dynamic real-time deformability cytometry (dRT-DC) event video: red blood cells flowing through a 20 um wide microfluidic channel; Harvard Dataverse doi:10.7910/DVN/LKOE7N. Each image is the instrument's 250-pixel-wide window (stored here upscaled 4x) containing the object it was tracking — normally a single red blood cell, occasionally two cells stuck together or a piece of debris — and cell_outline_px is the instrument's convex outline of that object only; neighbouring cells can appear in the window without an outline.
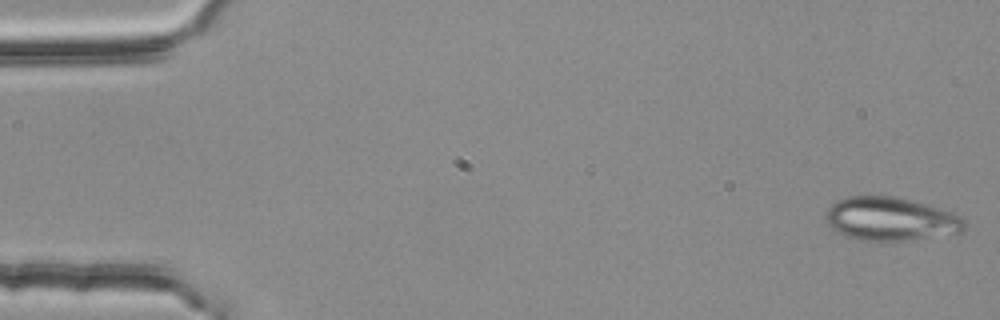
{"species": "common noctule bat (a hibernating species)", "species_latin": "Nyctalus noctula", "temperature_condition": "room temperature", "stored_images_in_passage": 53, "camera_frame_rate_fps": 3000, "um_per_image_px": 0.085, "animal": {"sex": "female", "body_mass_g": 25.1}, "frame": {"image": 1, "passage_image": 1, "time_ms": 0.0, "image_size_px": [1000, 320], "cell_outline_px": [[964, 232], [908, 240], [856, 240], [844, 236], [836, 232], [828, 224], [824, 216], [828, 208], [836, 200], [848, 196], [896, 196], [956, 212], [964, 220]], "centroid_in_image_um": [75.69, 18.6], "position_along_channel_um": 9.3, "area_um2": 35.37}}
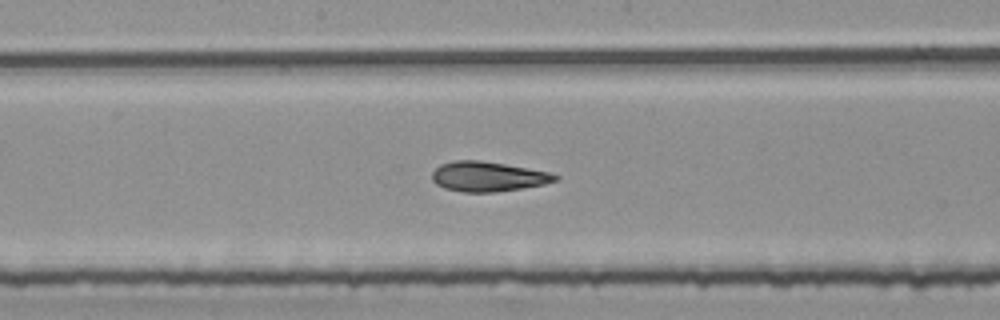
{"frame": {"image": 2, "passage_image": 28, "time_ms": 9.0, "image_size_px": [1000, 320], "cell_outline_px": [[560, 180], [544, 184], [496, 192], [464, 192], [444, 188], [436, 184], [432, 180], [432, 172], [440, 164], [452, 160], [480, 160], [504, 164], [548, 172], [560, 176]], "centroid_in_image_um": [41.45, 15.0], "position_along_channel_um": 206.7, "area_um2": 21.39}}
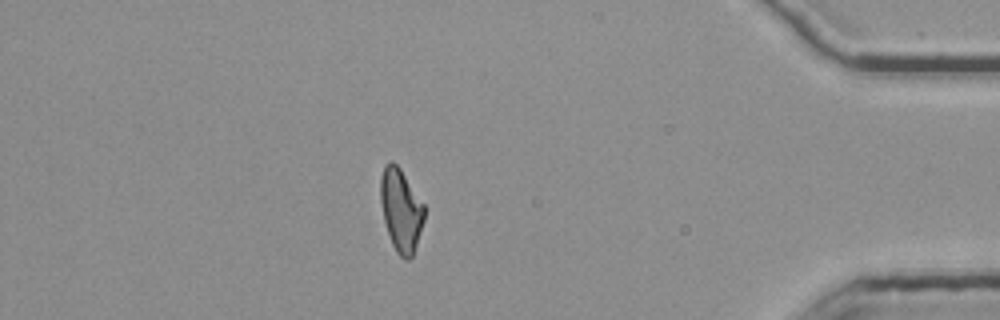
{"frame": {"image": 3, "passage_image": 47, "time_ms": 15.333, "image_size_px": [1000, 320], "cell_outline_px": [[424, 220], [412, 256], [408, 260], [404, 260], [396, 252], [392, 244], [384, 220], [380, 200], [380, 180], [384, 164], [392, 160], [400, 168], [424, 204]], "centroid_in_image_um": [34.07, 17.84], "position_along_channel_um": 401.1, "area_um2": 20.98}, "authors_computed_cell_mechanics": {"area_um2": 21.7328, "velocity_mm_per_s": 3.7795, "shape_relaxation_time_tau1_ms": null, "shape_relaxation_time_tau2_ms": 2.6006, "deformation_change_tau1": null, "deformation_change_tau2": 0.113}}